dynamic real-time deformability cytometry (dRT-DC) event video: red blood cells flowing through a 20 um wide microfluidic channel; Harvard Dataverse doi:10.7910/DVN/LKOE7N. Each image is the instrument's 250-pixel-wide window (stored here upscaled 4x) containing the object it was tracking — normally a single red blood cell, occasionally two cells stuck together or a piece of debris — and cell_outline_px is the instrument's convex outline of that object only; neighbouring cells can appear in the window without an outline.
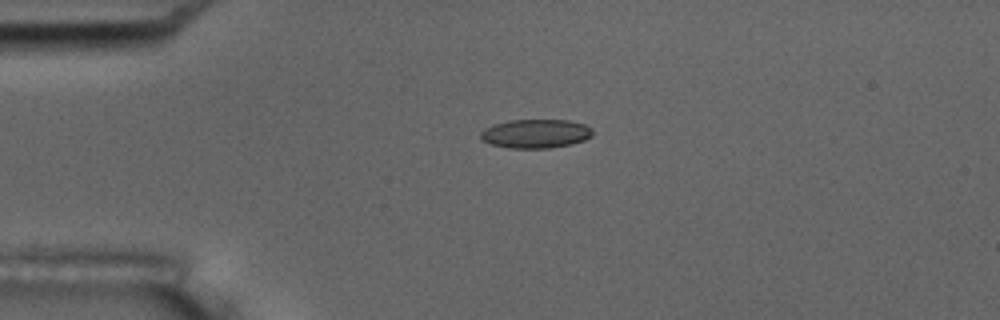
{"species": "common noctule bat (a hibernating species)", "species_latin": "Nyctalus noctula", "temperature_condition": "room temperature", "stored_images_in_passage": 2, "camera_frame_rate_fps": 3000, "um_per_image_px": 0.085, "animal": {"sex": "male", "body_mass_g": 17.5, "forearm_length_mm": 52.3}, "frame": {"image": 1, "passage_image": 1, "time_ms": 0.0, "image_size_px": [1000, 320], "cell_outline_px": [[592, 136], [584, 140], [572, 144], [548, 148], [508, 148], [492, 144], [480, 140], [480, 132], [484, 128], [492, 124], [508, 120], [568, 120], [584, 124], [592, 128]], "centroid_in_image_um": [45.5, 11.36], "position_along_channel_um": 39.5, "area_um2": 19.02}}